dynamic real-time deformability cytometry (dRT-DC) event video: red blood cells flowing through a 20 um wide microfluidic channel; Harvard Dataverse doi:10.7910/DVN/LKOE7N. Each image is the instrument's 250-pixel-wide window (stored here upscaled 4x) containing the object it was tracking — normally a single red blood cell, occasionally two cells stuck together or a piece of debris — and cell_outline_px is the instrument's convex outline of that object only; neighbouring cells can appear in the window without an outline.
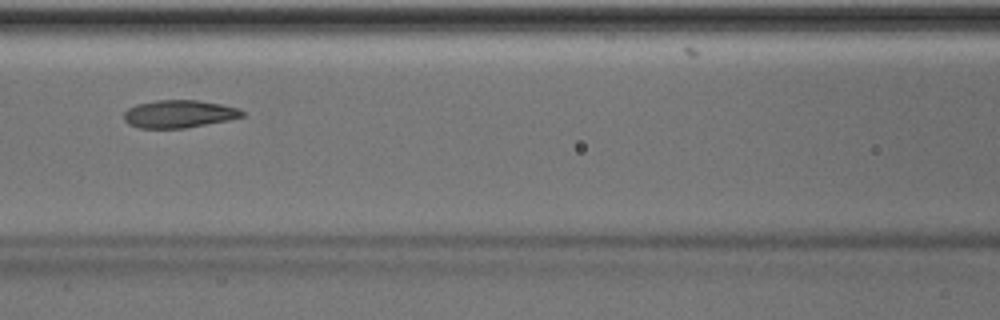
{"species": "Egyptian fruit bat (a non-hibernating species)", "species_latin": "Rousettus aegyptiacus", "temperature_condition": "room temperature", "stored_images_in_passage": 46, "camera_frame_rate_fps": 3000, "um_per_image_px": 0.085, "animal": {"sex": "male"}, "frame": {"image": 1, "passage_image": 20, "time_ms": 6.333, "image_size_px": [1000, 320], "cell_outline_px": [[244, 116], [228, 120], [184, 128], [140, 128], [128, 124], [124, 120], [124, 112], [128, 108], [136, 104], [156, 100], [196, 100], [220, 104], [236, 108], [244, 112]], "centroid_in_image_um": [15.17, 9.68], "position_along_channel_um": 151.4, "area_um2": 18.96}}